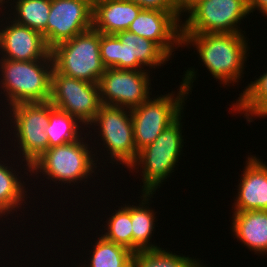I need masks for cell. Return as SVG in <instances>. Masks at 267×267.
Segmentation results:
<instances>
[{
    "instance_id": "5bb4252c",
    "label": "cell",
    "mask_w": 267,
    "mask_h": 267,
    "mask_svg": "<svg viewBox=\"0 0 267 267\" xmlns=\"http://www.w3.org/2000/svg\"><path fill=\"white\" fill-rule=\"evenodd\" d=\"M181 22L178 13L142 9L127 31L155 42L171 58L182 46Z\"/></svg>"
},
{
    "instance_id": "277c9868",
    "label": "cell",
    "mask_w": 267,
    "mask_h": 267,
    "mask_svg": "<svg viewBox=\"0 0 267 267\" xmlns=\"http://www.w3.org/2000/svg\"><path fill=\"white\" fill-rule=\"evenodd\" d=\"M182 115L165 128L154 142L138 152L136 161L128 170L142 168V192L156 193L162 182L172 175L183 147ZM183 142V143H182ZM138 166V167H137ZM140 166V167H139Z\"/></svg>"
},
{
    "instance_id": "30bf717a",
    "label": "cell",
    "mask_w": 267,
    "mask_h": 267,
    "mask_svg": "<svg viewBox=\"0 0 267 267\" xmlns=\"http://www.w3.org/2000/svg\"><path fill=\"white\" fill-rule=\"evenodd\" d=\"M99 126L98 137L103 141L112 164L131 167L138 151L135 147L131 110L119 106L101 104L90 126ZM110 151V152H109Z\"/></svg>"
},
{
    "instance_id": "ac0fdd59",
    "label": "cell",
    "mask_w": 267,
    "mask_h": 267,
    "mask_svg": "<svg viewBox=\"0 0 267 267\" xmlns=\"http://www.w3.org/2000/svg\"><path fill=\"white\" fill-rule=\"evenodd\" d=\"M232 215L233 236L255 254H267V211H234Z\"/></svg>"
},
{
    "instance_id": "1f68e13d",
    "label": "cell",
    "mask_w": 267,
    "mask_h": 267,
    "mask_svg": "<svg viewBox=\"0 0 267 267\" xmlns=\"http://www.w3.org/2000/svg\"><path fill=\"white\" fill-rule=\"evenodd\" d=\"M261 117H267V110L259 117V118H261Z\"/></svg>"
},
{
    "instance_id": "4316f807",
    "label": "cell",
    "mask_w": 267,
    "mask_h": 267,
    "mask_svg": "<svg viewBox=\"0 0 267 267\" xmlns=\"http://www.w3.org/2000/svg\"><path fill=\"white\" fill-rule=\"evenodd\" d=\"M137 4L142 9L177 13L174 0H125Z\"/></svg>"
},
{
    "instance_id": "7a4b0ae2",
    "label": "cell",
    "mask_w": 267,
    "mask_h": 267,
    "mask_svg": "<svg viewBox=\"0 0 267 267\" xmlns=\"http://www.w3.org/2000/svg\"><path fill=\"white\" fill-rule=\"evenodd\" d=\"M185 73L177 94L172 91L171 94L159 97L157 95L156 98L155 96L149 98L138 107L131 109L134 141L138 152L154 142L165 128L183 114V106L196 79L195 69L190 68Z\"/></svg>"
},
{
    "instance_id": "4fadbf2b",
    "label": "cell",
    "mask_w": 267,
    "mask_h": 267,
    "mask_svg": "<svg viewBox=\"0 0 267 267\" xmlns=\"http://www.w3.org/2000/svg\"><path fill=\"white\" fill-rule=\"evenodd\" d=\"M93 3L89 0H51L46 45H56L92 28Z\"/></svg>"
},
{
    "instance_id": "7c38bea8",
    "label": "cell",
    "mask_w": 267,
    "mask_h": 267,
    "mask_svg": "<svg viewBox=\"0 0 267 267\" xmlns=\"http://www.w3.org/2000/svg\"><path fill=\"white\" fill-rule=\"evenodd\" d=\"M150 70L107 68L99 81L100 102L133 109L150 98ZM150 85V87H149Z\"/></svg>"
},
{
    "instance_id": "ffe728a7",
    "label": "cell",
    "mask_w": 267,
    "mask_h": 267,
    "mask_svg": "<svg viewBox=\"0 0 267 267\" xmlns=\"http://www.w3.org/2000/svg\"><path fill=\"white\" fill-rule=\"evenodd\" d=\"M8 165L10 164L0 159V218L14 211L17 212L16 209L23 207L22 203L28 192L21 181V176L18 177L19 174Z\"/></svg>"
},
{
    "instance_id": "6da1fadb",
    "label": "cell",
    "mask_w": 267,
    "mask_h": 267,
    "mask_svg": "<svg viewBox=\"0 0 267 267\" xmlns=\"http://www.w3.org/2000/svg\"><path fill=\"white\" fill-rule=\"evenodd\" d=\"M181 37L182 46L195 47L203 65L221 85H234L243 77L249 54L248 41L243 33H204Z\"/></svg>"
},
{
    "instance_id": "2e32d148",
    "label": "cell",
    "mask_w": 267,
    "mask_h": 267,
    "mask_svg": "<svg viewBox=\"0 0 267 267\" xmlns=\"http://www.w3.org/2000/svg\"><path fill=\"white\" fill-rule=\"evenodd\" d=\"M238 187L234 211H267V165L256 156L247 157Z\"/></svg>"
},
{
    "instance_id": "f1b7e54d",
    "label": "cell",
    "mask_w": 267,
    "mask_h": 267,
    "mask_svg": "<svg viewBox=\"0 0 267 267\" xmlns=\"http://www.w3.org/2000/svg\"><path fill=\"white\" fill-rule=\"evenodd\" d=\"M248 9L250 14L256 9L262 16H267V0H248Z\"/></svg>"
},
{
    "instance_id": "4dcf8cb0",
    "label": "cell",
    "mask_w": 267,
    "mask_h": 267,
    "mask_svg": "<svg viewBox=\"0 0 267 267\" xmlns=\"http://www.w3.org/2000/svg\"><path fill=\"white\" fill-rule=\"evenodd\" d=\"M201 263V261H199L197 264H196V266L195 267H208V266H205V265H203L202 263Z\"/></svg>"
},
{
    "instance_id": "ba28073f",
    "label": "cell",
    "mask_w": 267,
    "mask_h": 267,
    "mask_svg": "<svg viewBox=\"0 0 267 267\" xmlns=\"http://www.w3.org/2000/svg\"><path fill=\"white\" fill-rule=\"evenodd\" d=\"M9 111L8 118L12 117L10 124L13 123L15 129L13 137L17 139L14 141L18 143V156L22 154V161H26L25 166L30 172V165L48 149L45 128L49 124L50 102L19 103L9 107Z\"/></svg>"
},
{
    "instance_id": "8fae6325",
    "label": "cell",
    "mask_w": 267,
    "mask_h": 267,
    "mask_svg": "<svg viewBox=\"0 0 267 267\" xmlns=\"http://www.w3.org/2000/svg\"><path fill=\"white\" fill-rule=\"evenodd\" d=\"M49 102L90 129L88 125L93 122L101 105L99 84L69 77L53 69Z\"/></svg>"
},
{
    "instance_id": "3957f363",
    "label": "cell",
    "mask_w": 267,
    "mask_h": 267,
    "mask_svg": "<svg viewBox=\"0 0 267 267\" xmlns=\"http://www.w3.org/2000/svg\"><path fill=\"white\" fill-rule=\"evenodd\" d=\"M1 92L9 106L19 103L46 102L51 95L54 69L51 52L41 60L14 61L0 59ZM3 78V79H2Z\"/></svg>"
},
{
    "instance_id": "d6986e66",
    "label": "cell",
    "mask_w": 267,
    "mask_h": 267,
    "mask_svg": "<svg viewBox=\"0 0 267 267\" xmlns=\"http://www.w3.org/2000/svg\"><path fill=\"white\" fill-rule=\"evenodd\" d=\"M153 194L155 193L142 192V196L139 197L142 199L138 204L139 206H131L132 252L134 253L140 250L158 248L157 245L150 242L152 233L155 231L153 230L155 228L154 222H156L155 219L157 220L156 212L151 210L150 204H148Z\"/></svg>"
},
{
    "instance_id": "52a82bcc",
    "label": "cell",
    "mask_w": 267,
    "mask_h": 267,
    "mask_svg": "<svg viewBox=\"0 0 267 267\" xmlns=\"http://www.w3.org/2000/svg\"><path fill=\"white\" fill-rule=\"evenodd\" d=\"M100 54L106 69L144 70L158 68L170 60L155 42L127 30L116 35L101 33Z\"/></svg>"
},
{
    "instance_id": "7402d4cb",
    "label": "cell",
    "mask_w": 267,
    "mask_h": 267,
    "mask_svg": "<svg viewBox=\"0 0 267 267\" xmlns=\"http://www.w3.org/2000/svg\"><path fill=\"white\" fill-rule=\"evenodd\" d=\"M239 96L231 106V113L244 114L248 123L253 121V116L260 117L267 110V71L251 81Z\"/></svg>"
},
{
    "instance_id": "83f0119b",
    "label": "cell",
    "mask_w": 267,
    "mask_h": 267,
    "mask_svg": "<svg viewBox=\"0 0 267 267\" xmlns=\"http://www.w3.org/2000/svg\"><path fill=\"white\" fill-rule=\"evenodd\" d=\"M203 0H174L177 13L182 16L183 13H188L199 2Z\"/></svg>"
},
{
    "instance_id": "603a6c76",
    "label": "cell",
    "mask_w": 267,
    "mask_h": 267,
    "mask_svg": "<svg viewBox=\"0 0 267 267\" xmlns=\"http://www.w3.org/2000/svg\"><path fill=\"white\" fill-rule=\"evenodd\" d=\"M13 2L16 4H10L14 6L13 14L9 13L12 20L40 32L46 43V27L50 14L51 0H13Z\"/></svg>"
},
{
    "instance_id": "9c48e42d",
    "label": "cell",
    "mask_w": 267,
    "mask_h": 267,
    "mask_svg": "<svg viewBox=\"0 0 267 267\" xmlns=\"http://www.w3.org/2000/svg\"><path fill=\"white\" fill-rule=\"evenodd\" d=\"M187 14L181 35L242 33L238 24L250 13L248 0H203Z\"/></svg>"
},
{
    "instance_id": "d6a6232c",
    "label": "cell",
    "mask_w": 267,
    "mask_h": 267,
    "mask_svg": "<svg viewBox=\"0 0 267 267\" xmlns=\"http://www.w3.org/2000/svg\"><path fill=\"white\" fill-rule=\"evenodd\" d=\"M127 267H135L133 263H131L130 265H128Z\"/></svg>"
},
{
    "instance_id": "9a60e30c",
    "label": "cell",
    "mask_w": 267,
    "mask_h": 267,
    "mask_svg": "<svg viewBox=\"0 0 267 267\" xmlns=\"http://www.w3.org/2000/svg\"><path fill=\"white\" fill-rule=\"evenodd\" d=\"M0 27L1 59L14 61H33L44 59L51 50L42 34L27 26L16 23L11 17ZM8 22V23H7ZM11 24H10V23Z\"/></svg>"
},
{
    "instance_id": "8992f818",
    "label": "cell",
    "mask_w": 267,
    "mask_h": 267,
    "mask_svg": "<svg viewBox=\"0 0 267 267\" xmlns=\"http://www.w3.org/2000/svg\"><path fill=\"white\" fill-rule=\"evenodd\" d=\"M101 33L88 29L51 49L54 69L61 74L98 84L105 67L100 54Z\"/></svg>"
},
{
    "instance_id": "5b68a950",
    "label": "cell",
    "mask_w": 267,
    "mask_h": 267,
    "mask_svg": "<svg viewBox=\"0 0 267 267\" xmlns=\"http://www.w3.org/2000/svg\"><path fill=\"white\" fill-rule=\"evenodd\" d=\"M84 138L86 139V135L74 142L48 148L30 165L31 176L33 173L35 176L42 173L48 180L64 185L69 183V186L78 181L81 183L80 181H84L90 175L92 177L97 169V152L93 154L92 146L90 148V144L85 142Z\"/></svg>"
},
{
    "instance_id": "cb8c5ba5",
    "label": "cell",
    "mask_w": 267,
    "mask_h": 267,
    "mask_svg": "<svg viewBox=\"0 0 267 267\" xmlns=\"http://www.w3.org/2000/svg\"><path fill=\"white\" fill-rule=\"evenodd\" d=\"M93 245L89 265L79 267H127L132 263L134 252L105 239L102 235Z\"/></svg>"
},
{
    "instance_id": "d4e9b609",
    "label": "cell",
    "mask_w": 267,
    "mask_h": 267,
    "mask_svg": "<svg viewBox=\"0 0 267 267\" xmlns=\"http://www.w3.org/2000/svg\"><path fill=\"white\" fill-rule=\"evenodd\" d=\"M200 260L189 256L177 255L162 248L140 250L135 252L132 263L135 267H195Z\"/></svg>"
},
{
    "instance_id": "44dd1931",
    "label": "cell",
    "mask_w": 267,
    "mask_h": 267,
    "mask_svg": "<svg viewBox=\"0 0 267 267\" xmlns=\"http://www.w3.org/2000/svg\"><path fill=\"white\" fill-rule=\"evenodd\" d=\"M81 123L69 113L55 108L50 103L49 124L45 128L48 138V148L61 146L81 138ZM81 128V130L79 129ZM81 134V135H80Z\"/></svg>"
},
{
    "instance_id": "f546056e",
    "label": "cell",
    "mask_w": 267,
    "mask_h": 267,
    "mask_svg": "<svg viewBox=\"0 0 267 267\" xmlns=\"http://www.w3.org/2000/svg\"><path fill=\"white\" fill-rule=\"evenodd\" d=\"M8 1H10V0H7V1H5V0H0V6L3 8V4L6 3V5H7V3H10V2H8ZM0 9H1V8H0Z\"/></svg>"
},
{
    "instance_id": "484cf974",
    "label": "cell",
    "mask_w": 267,
    "mask_h": 267,
    "mask_svg": "<svg viewBox=\"0 0 267 267\" xmlns=\"http://www.w3.org/2000/svg\"><path fill=\"white\" fill-rule=\"evenodd\" d=\"M107 218V227L104 234L105 239L124 246L132 251V221H131V205L119 207L113 214Z\"/></svg>"
},
{
    "instance_id": "e0dca14e",
    "label": "cell",
    "mask_w": 267,
    "mask_h": 267,
    "mask_svg": "<svg viewBox=\"0 0 267 267\" xmlns=\"http://www.w3.org/2000/svg\"><path fill=\"white\" fill-rule=\"evenodd\" d=\"M141 10L137 4L125 0H95L92 27L102 34L116 35L128 30Z\"/></svg>"
}]
</instances>
